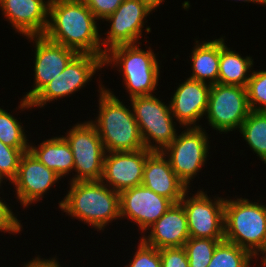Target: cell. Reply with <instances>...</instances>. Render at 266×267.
Returning <instances> with one entry per match:
<instances>
[{
	"instance_id": "f546056e",
	"label": "cell",
	"mask_w": 266,
	"mask_h": 267,
	"mask_svg": "<svg viewBox=\"0 0 266 267\" xmlns=\"http://www.w3.org/2000/svg\"><path fill=\"white\" fill-rule=\"evenodd\" d=\"M133 259L125 267H162L159 249L146 244L141 238Z\"/></svg>"
},
{
	"instance_id": "ba28073f",
	"label": "cell",
	"mask_w": 266,
	"mask_h": 267,
	"mask_svg": "<svg viewBox=\"0 0 266 267\" xmlns=\"http://www.w3.org/2000/svg\"><path fill=\"white\" fill-rule=\"evenodd\" d=\"M208 136L203 127H187L162 151L175 174L188 189L192 187L191 181L207 163L210 149Z\"/></svg>"
},
{
	"instance_id": "6da1fadb",
	"label": "cell",
	"mask_w": 266,
	"mask_h": 267,
	"mask_svg": "<svg viewBox=\"0 0 266 267\" xmlns=\"http://www.w3.org/2000/svg\"><path fill=\"white\" fill-rule=\"evenodd\" d=\"M98 19L81 0H50L44 36L52 42L105 58Z\"/></svg>"
},
{
	"instance_id": "1f68e13d",
	"label": "cell",
	"mask_w": 266,
	"mask_h": 267,
	"mask_svg": "<svg viewBox=\"0 0 266 267\" xmlns=\"http://www.w3.org/2000/svg\"><path fill=\"white\" fill-rule=\"evenodd\" d=\"M162 267H189L186 251L183 247L159 249Z\"/></svg>"
},
{
	"instance_id": "d6986e66",
	"label": "cell",
	"mask_w": 266,
	"mask_h": 267,
	"mask_svg": "<svg viewBox=\"0 0 266 267\" xmlns=\"http://www.w3.org/2000/svg\"><path fill=\"white\" fill-rule=\"evenodd\" d=\"M147 230L148 236L146 234L140 238L157 249L183 247L190 238L187 215L180 202L173 203Z\"/></svg>"
},
{
	"instance_id": "8d00e7d4",
	"label": "cell",
	"mask_w": 266,
	"mask_h": 267,
	"mask_svg": "<svg viewBox=\"0 0 266 267\" xmlns=\"http://www.w3.org/2000/svg\"><path fill=\"white\" fill-rule=\"evenodd\" d=\"M260 262H262L261 267H266V260L264 258H260Z\"/></svg>"
},
{
	"instance_id": "603a6c76",
	"label": "cell",
	"mask_w": 266,
	"mask_h": 267,
	"mask_svg": "<svg viewBox=\"0 0 266 267\" xmlns=\"http://www.w3.org/2000/svg\"><path fill=\"white\" fill-rule=\"evenodd\" d=\"M253 60L251 56L243 57L239 52L227 47L225 39L221 36L218 83L246 87L253 69Z\"/></svg>"
},
{
	"instance_id": "e575fe53",
	"label": "cell",
	"mask_w": 266,
	"mask_h": 267,
	"mask_svg": "<svg viewBox=\"0 0 266 267\" xmlns=\"http://www.w3.org/2000/svg\"><path fill=\"white\" fill-rule=\"evenodd\" d=\"M145 3L153 12L156 10L160 4L162 5L165 0H140Z\"/></svg>"
},
{
	"instance_id": "2e32d148",
	"label": "cell",
	"mask_w": 266,
	"mask_h": 267,
	"mask_svg": "<svg viewBox=\"0 0 266 267\" xmlns=\"http://www.w3.org/2000/svg\"><path fill=\"white\" fill-rule=\"evenodd\" d=\"M146 148L126 152H106L101 181L116 192L139 186L147 156Z\"/></svg>"
},
{
	"instance_id": "4316f807",
	"label": "cell",
	"mask_w": 266,
	"mask_h": 267,
	"mask_svg": "<svg viewBox=\"0 0 266 267\" xmlns=\"http://www.w3.org/2000/svg\"><path fill=\"white\" fill-rule=\"evenodd\" d=\"M224 239L190 237L183 248L186 251L189 267H207L216 246Z\"/></svg>"
},
{
	"instance_id": "e0dca14e",
	"label": "cell",
	"mask_w": 266,
	"mask_h": 267,
	"mask_svg": "<svg viewBox=\"0 0 266 267\" xmlns=\"http://www.w3.org/2000/svg\"><path fill=\"white\" fill-rule=\"evenodd\" d=\"M176 88L168 103L179 127H202L198 123L206 115L211 85L185 78Z\"/></svg>"
},
{
	"instance_id": "4dcf8cb0",
	"label": "cell",
	"mask_w": 266,
	"mask_h": 267,
	"mask_svg": "<svg viewBox=\"0 0 266 267\" xmlns=\"http://www.w3.org/2000/svg\"><path fill=\"white\" fill-rule=\"evenodd\" d=\"M4 198L0 197V232L9 233V234H18L22 231L23 225L21 220L17 219L14 212L11 210V206L7 202H3Z\"/></svg>"
},
{
	"instance_id": "9c48e42d",
	"label": "cell",
	"mask_w": 266,
	"mask_h": 267,
	"mask_svg": "<svg viewBox=\"0 0 266 267\" xmlns=\"http://www.w3.org/2000/svg\"><path fill=\"white\" fill-rule=\"evenodd\" d=\"M67 129L63 136L74 156V172L69 182L100 181L106 150L95 126L88 120Z\"/></svg>"
},
{
	"instance_id": "cb8c5ba5",
	"label": "cell",
	"mask_w": 266,
	"mask_h": 267,
	"mask_svg": "<svg viewBox=\"0 0 266 267\" xmlns=\"http://www.w3.org/2000/svg\"><path fill=\"white\" fill-rule=\"evenodd\" d=\"M239 132L253 153L266 164V111L251 110Z\"/></svg>"
},
{
	"instance_id": "4fadbf2b",
	"label": "cell",
	"mask_w": 266,
	"mask_h": 267,
	"mask_svg": "<svg viewBox=\"0 0 266 267\" xmlns=\"http://www.w3.org/2000/svg\"><path fill=\"white\" fill-rule=\"evenodd\" d=\"M34 44V86L22 98L29 102L66 68L78 54L75 50L50 41L44 35L27 36Z\"/></svg>"
},
{
	"instance_id": "ac0fdd59",
	"label": "cell",
	"mask_w": 266,
	"mask_h": 267,
	"mask_svg": "<svg viewBox=\"0 0 266 267\" xmlns=\"http://www.w3.org/2000/svg\"><path fill=\"white\" fill-rule=\"evenodd\" d=\"M50 0H0V10L15 32L22 36L44 35Z\"/></svg>"
},
{
	"instance_id": "d590c367",
	"label": "cell",
	"mask_w": 266,
	"mask_h": 267,
	"mask_svg": "<svg viewBox=\"0 0 266 267\" xmlns=\"http://www.w3.org/2000/svg\"><path fill=\"white\" fill-rule=\"evenodd\" d=\"M236 2L238 1H242V2H248V3H256V4H262V5H265L266 6V0H234Z\"/></svg>"
},
{
	"instance_id": "7a4b0ae2",
	"label": "cell",
	"mask_w": 266,
	"mask_h": 267,
	"mask_svg": "<svg viewBox=\"0 0 266 267\" xmlns=\"http://www.w3.org/2000/svg\"><path fill=\"white\" fill-rule=\"evenodd\" d=\"M99 81L98 114L89 120L98 131L106 152H126L144 149L138 123L132 107L123 104L114 92Z\"/></svg>"
},
{
	"instance_id": "83f0119b",
	"label": "cell",
	"mask_w": 266,
	"mask_h": 267,
	"mask_svg": "<svg viewBox=\"0 0 266 267\" xmlns=\"http://www.w3.org/2000/svg\"><path fill=\"white\" fill-rule=\"evenodd\" d=\"M246 90L250 109L266 111V70L253 68Z\"/></svg>"
},
{
	"instance_id": "44dd1931",
	"label": "cell",
	"mask_w": 266,
	"mask_h": 267,
	"mask_svg": "<svg viewBox=\"0 0 266 267\" xmlns=\"http://www.w3.org/2000/svg\"><path fill=\"white\" fill-rule=\"evenodd\" d=\"M38 146V147H37ZM29 144V151L47 168L53 170L61 179L74 171V156L66 139L61 136L51 137L40 145Z\"/></svg>"
},
{
	"instance_id": "f1b7e54d",
	"label": "cell",
	"mask_w": 266,
	"mask_h": 267,
	"mask_svg": "<svg viewBox=\"0 0 266 267\" xmlns=\"http://www.w3.org/2000/svg\"><path fill=\"white\" fill-rule=\"evenodd\" d=\"M23 152L0 141V174L11 184L18 173L20 158Z\"/></svg>"
},
{
	"instance_id": "7402d4cb",
	"label": "cell",
	"mask_w": 266,
	"mask_h": 267,
	"mask_svg": "<svg viewBox=\"0 0 266 267\" xmlns=\"http://www.w3.org/2000/svg\"><path fill=\"white\" fill-rule=\"evenodd\" d=\"M195 40L190 55L192 73L188 78L210 85L218 83L220 38L201 42Z\"/></svg>"
},
{
	"instance_id": "8992f818",
	"label": "cell",
	"mask_w": 266,
	"mask_h": 267,
	"mask_svg": "<svg viewBox=\"0 0 266 267\" xmlns=\"http://www.w3.org/2000/svg\"><path fill=\"white\" fill-rule=\"evenodd\" d=\"M159 98L147 95L128 100L138 123L144 148L162 152L176 138L178 132L170 103L165 104Z\"/></svg>"
},
{
	"instance_id": "52a82bcc",
	"label": "cell",
	"mask_w": 266,
	"mask_h": 267,
	"mask_svg": "<svg viewBox=\"0 0 266 267\" xmlns=\"http://www.w3.org/2000/svg\"><path fill=\"white\" fill-rule=\"evenodd\" d=\"M104 66V58L93 54H77L57 77L52 79L30 102L20 100L21 111L43 108L47 103L60 98L70 97L92 81L96 71Z\"/></svg>"
},
{
	"instance_id": "836d02e7",
	"label": "cell",
	"mask_w": 266,
	"mask_h": 267,
	"mask_svg": "<svg viewBox=\"0 0 266 267\" xmlns=\"http://www.w3.org/2000/svg\"><path fill=\"white\" fill-rule=\"evenodd\" d=\"M57 259L56 255L49 259L41 258V256L38 255L32 258V260L26 263L24 262L23 267H62Z\"/></svg>"
},
{
	"instance_id": "484cf974",
	"label": "cell",
	"mask_w": 266,
	"mask_h": 267,
	"mask_svg": "<svg viewBox=\"0 0 266 267\" xmlns=\"http://www.w3.org/2000/svg\"><path fill=\"white\" fill-rule=\"evenodd\" d=\"M24 127L15 115L0 107V141L3 144L18 148L23 153L29 151L30 142Z\"/></svg>"
},
{
	"instance_id": "7c38bea8",
	"label": "cell",
	"mask_w": 266,
	"mask_h": 267,
	"mask_svg": "<svg viewBox=\"0 0 266 267\" xmlns=\"http://www.w3.org/2000/svg\"><path fill=\"white\" fill-rule=\"evenodd\" d=\"M151 13L152 10L140 0H124L113 14L103 20L111 23L109 30L103 33L107 36L101 38L103 51L106 53L115 46L141 43L139 39Z\"/></svg>"
},
{
	"instance_id": "277c9868",
	"label": "cell",
	"mask_w": 266,
	"mask_h": 267,
	"mask_svg": "<svg viewBox=\"0 0 266 267\" xmlns=\"http://www.w3.org/2000/svg\"><path fill=\"white\" fill-rule=\"evenodd\" d=\"M235 198H225L224 240L248 250L257 259L261 254L263 258L266 255V204L236 195Z\"/></svg>"
},
{
	"instance_id": "ffe728a7",
	"label": "cell",
	"mask_w": 266,
	"mask_h": 267,
	"mask_svg": "<svg viewBox=\"0 0 266 267\" xmlns=\"http://www.w3.org/2000/svg\"><path fill=\"white\" fill-rule=\"evenodd\" d=\"M141 185L173 203H179L188 190L171 168L168 158L159 151H152L147 156Z\"/></svg>"
},
{
	"instance_id": "3957f363",
	"label": "cell",
	"mask_w": 266,
	"mask_h": 267,
	"mask_svg": "<svg viewBox=\"0 0 266 267\" xmlns=\"http://www.w3.org/2000/svg\"><path fill=\"white\" fill-rule=\"evenodd\" d=\"M68 184V193L58 203L63 213L87 223L97 231H104L113 220H120L119 192L101 180Z\"/></svg>"
},
{
	"instance_id": "74e56055",
	"label": "cell",
	"mask_w": 266,
	"mask_h": 267,
	"mask_svg": "<svg viewBox=\"0 0 266 267\" xmlns=\"http://www.w3.org/2000/svg\"><path fill=\"white\" fill-rule=\"evenodd\" d=\"M3 180L5 182L6 179L3 178V176L0 174V188H1L2 183H4Z\"/></svg>"
},
{
	"instance_id": "5b68a950",
	"label": "cell",
	"mask_w": 266,
	"mask_h": 267,
	"mask_svg": "<svg viewBox=\"0 0 266 267\" xmlns=\"http://www.w3.org/2000/svg\"><path fill=\"white\" fill-rule=\"evenodd\" d=\"M140 47L141 43L115 46L106 52L104 58V66L117 67L116 70L122 73L129 99L153 95L158 90L160 60L151 47L147 50Z\"/></svg>"
},
{
	"instance_id": "30bf717a",
	"label": "cell",
	"mask_w": 266,
	"mask_h": 267,
	"mask_svg": "<svg viewBox=\"0 0 266 267\" xmlns=\"http://www.w3.org/2000/svg\"><path fill=\"white\" fill-rule=\"evenodd\" d=\"M250 111L246 87L219 83L211 85L205 116L210 128L217 133L239 131Z\"/></svg>"
},
{
	"instance_id": "d4e9b609",
	"label": "cell",
	"mask_w": 266,
	"mask_h": 267,
	"mask_svg": "<svg viewBox=\"0 0 266 267\" xmlns=\"http://www.w3.org/2000/svg\"><path fill=\"white\" fill-rule=\"evenodd\" d=\"M252 258L258 261L248 250L223 240L216 246L207 267H251Z\"/></svg>"
},
{
	"instance_id": "d6a6232c",
	"label": "cell",
	"mask_w": 266,
	"mask_h": 267,
	"mask_svg": "<svg viewBox=\"0 0 266 267\" xmlns=\"http://www.w3.org/2000/svg\"><path fill=\"white\" fill-rule=\"evenodd\" d=\"M99 20H105L120 6L124 0H81Z\"/></svg>"
},
{
	"instance_id": "5bb4252c",
	"label": "cell",
	"mask_w": 266,
	"mask_h": 267,
	"mask_svg": "<svg viewBox=\"0 0 266 267\" xmlns=\"http://www.w3.org/2000/svg\"><path fill=\"white\" fill-rule=\"evenodd\" d=\"M173 202L143 185L119 193L120 219L127 218L138 226L141 235L154 224ZM143 233V234H142Z\"/></svg>"
},
{
	"instance_id": "8fae6325",
	"label": "cell",
	"mask_w": 266,
	"mask_h": 267,
	"mask_svg": "<svg viewBox=\"0 0 266 267\" xmlns=\"http://www.w3.org/2000/svg\"><path fill=\"white\" fill-rule=\"evenodd\" d=\"M188 189L180 203L185 209L190 237L224 239L225 198L208 196L204 189L191 194ZM192 195V196H189Z\"/></svg>"
},
{
	"instance_id": "9a60e30c",
	"label": "cell",
	"mask_w": 266,
	"mask_h": 267,
	"mask_svg": "<svg viewBox=\"0 0 266 267\" xmlns=\"http://www.w3.org/2000/svg\"><path fill=\"white\" fill-rule=\"evenodd\" d=\"M61 178L51 169L42 164L30 152H24L20 158L18 173L11 183L15 187L16 199L23 208L40 202L50 188Z\"/></svg>"
}]
</instances>
